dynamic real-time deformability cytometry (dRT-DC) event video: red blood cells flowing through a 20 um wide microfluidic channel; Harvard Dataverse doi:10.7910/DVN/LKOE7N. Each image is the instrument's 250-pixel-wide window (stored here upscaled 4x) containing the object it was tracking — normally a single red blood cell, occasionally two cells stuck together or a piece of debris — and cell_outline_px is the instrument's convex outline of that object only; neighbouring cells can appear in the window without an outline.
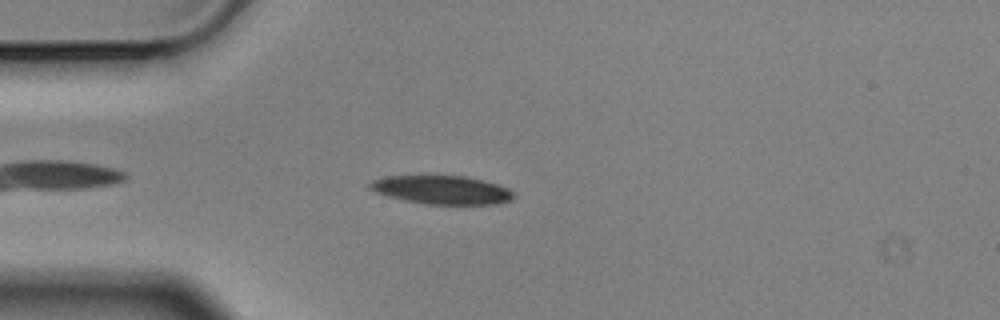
{"species": "Egyptian fruit bat (a non-hibernating species)", "species_latin": "Rousettus aegyptiacus", "temperature_condition": "cold", "stored_images_in_passage": 4, "camera_frame_rate_fps": 3000, "um_per_image_px": 0.085, "animal": {"sex": "male"}, "frame": {"image": 1, "passage_image": 2, "time_ms": 0.333, "image_size_px": [1000, 320], "cell_outline_px": [[516, 196], [512, 200], [496, 204], [424, 204], [404, 200], [388, 196], [376, 192], [368, 188], [368, 184], [372, 180], [388, 176], [468, 176], [496, 184], [508, 188]], "centroid_in_image_um": [37.56, 16.14], "position_along_channel_um": 47.4, "area_um2": 23.87}}
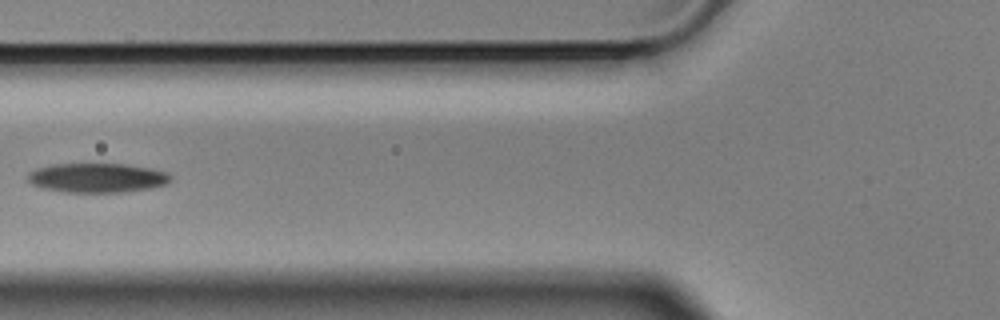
{"frame": {"image": 2, "passage_image": 4, "time_ms": 1.0, "image_size_px": [1000, 320], "cell_outline_px": [[172, 180], [164, 184], [148, 188], [124, 192], [64, 192], [44, 188], [32, 184], [28, 180], [28, 172], [36, 168], [52, 164], [124, 164], [152, 168], [164, 172], [172, 176]], "centroid_in_image_um": [8.24, 15.11], "position_along_channel_um": 117.6, "area_um2": 24.33}}